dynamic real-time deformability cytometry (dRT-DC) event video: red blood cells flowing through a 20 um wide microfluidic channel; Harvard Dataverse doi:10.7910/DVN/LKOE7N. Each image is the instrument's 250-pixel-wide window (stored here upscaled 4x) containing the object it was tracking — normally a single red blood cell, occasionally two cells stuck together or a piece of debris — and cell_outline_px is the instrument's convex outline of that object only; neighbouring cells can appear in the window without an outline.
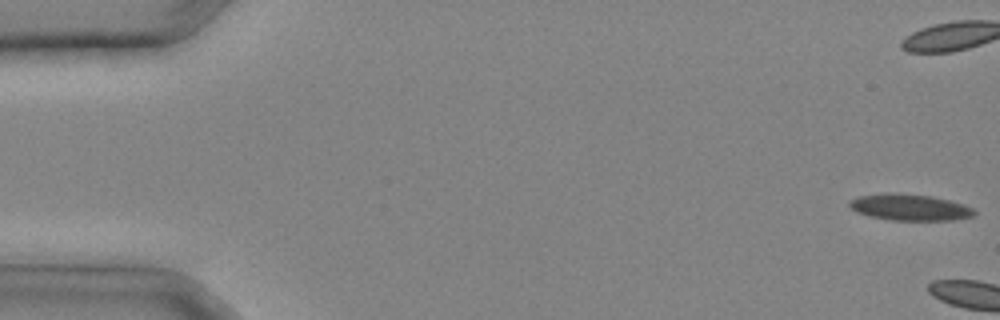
{"species": "common noctule bat (a hibernating species)", "species_latin": "Nyctalus noctula", "temperature_condition": "cold", "stored_images_in_passage": 3, "camera_frame_rate_fps": 3000, "um_per_image_px": 0.085, "animal": {"sex": "male", "body_mass_g": 20.4}, "frame": {"image": 1, "passage_image": 1, "time_ms": 0.0, "image_size_px": [1000, 320], "cell_outline_px": [[976, 212], [972, 216], [952, 220], [888, 220], [868, 216], [856, 212], [848, 204], [848, 200], [860, 196], [884, 192], [896, 192], [932, 196], [964, 204], [972, 208]], "centroid_in_image_um": [77.28, 17.61], "position_along_channel_um": 7.7, "area_um2": 19.36}}